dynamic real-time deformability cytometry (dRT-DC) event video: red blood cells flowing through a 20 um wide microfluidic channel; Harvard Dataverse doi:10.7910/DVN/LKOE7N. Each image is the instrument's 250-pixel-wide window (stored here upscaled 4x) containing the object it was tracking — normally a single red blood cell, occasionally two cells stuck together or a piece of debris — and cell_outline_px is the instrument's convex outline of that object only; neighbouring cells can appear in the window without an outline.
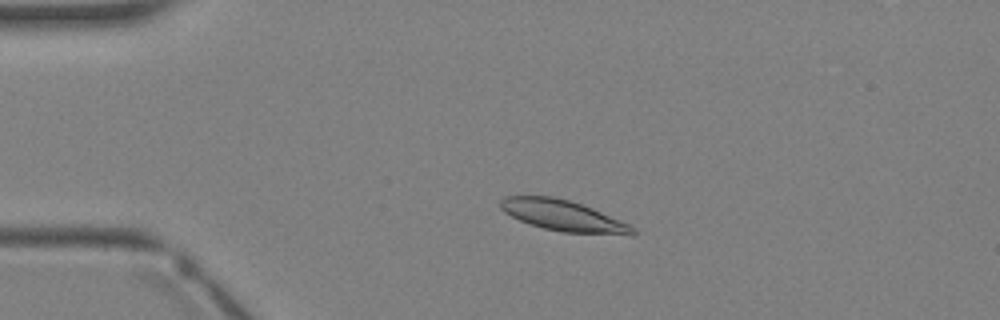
{"species": "Egyptian fruit bat (a non-hibernating species)", "species_latin": "Rousettus aegyptiacus", "temperature_condition": "warm", "stored_images_in_passage": 3, "camera_frame_rate_fps": 3000, "um_per_image_px": 0.085, "animal": {"sex": "female"}, "frame": {"image": 1, "passage_image": 2, "time_ms": 1.333, "image_size_px": [1000, 320], "cell_outline_px": [[636, 232], [632, 236], [564, 232], [544, 228], [520, 220], [504, 212], [500, 208], [500, 200], [504, 196], [552, 196], [568, 200], [592, 208], [628, 224], [636, 228]], "centroid_in_image_um": [47.89, 18.34], "position_along_channel_um": 37.1, "area_um2": 23.64}}